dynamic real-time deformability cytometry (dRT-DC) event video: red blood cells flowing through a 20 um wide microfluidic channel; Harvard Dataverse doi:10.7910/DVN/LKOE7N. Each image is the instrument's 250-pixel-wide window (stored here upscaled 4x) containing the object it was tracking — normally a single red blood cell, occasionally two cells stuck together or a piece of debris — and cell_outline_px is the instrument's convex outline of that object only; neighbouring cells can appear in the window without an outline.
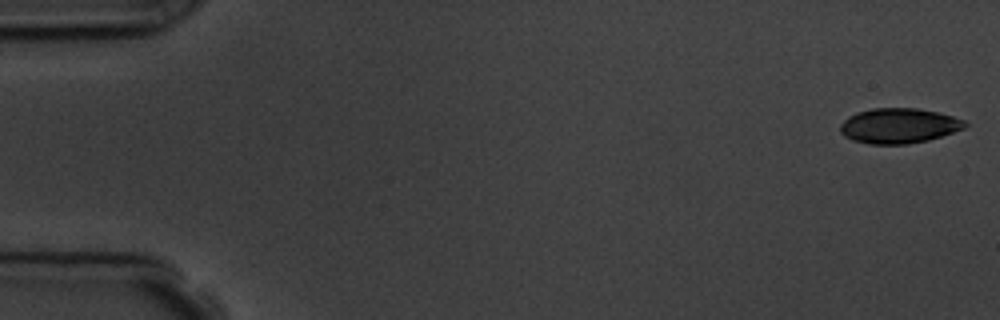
{"species": "common noctule bat (a hibernating species)", "species_latin": "Nyctalus noctula", "temperature_condition": "room temperature", "stored_images_in_passage": 4, "camera_frame_rate_fps": 3000, "um_per_image_px": 0.085, "animal": {"sex": "male", "body_mass_g": 19.5, "forearm_length_mm": 54.6}, "frame": {"image": 1, "passage_image": 1, "time_ms": 0.0, "image_size_px": [1000, 320], "cell_outline_px": [[968, 124], [964, 128], [928, 140], [908, 144], [868, 144], [852, 140], [844, 136], [840, 132], [840, 124], [848, 116], [856, 112], [872, 108], [916, 108], [936, 112], [952, 116], [964, 120]], "centroid_in_image_um": [76.35, 10.69], "position_along_channel_um": 8.6, "area_um2": 25.49}}
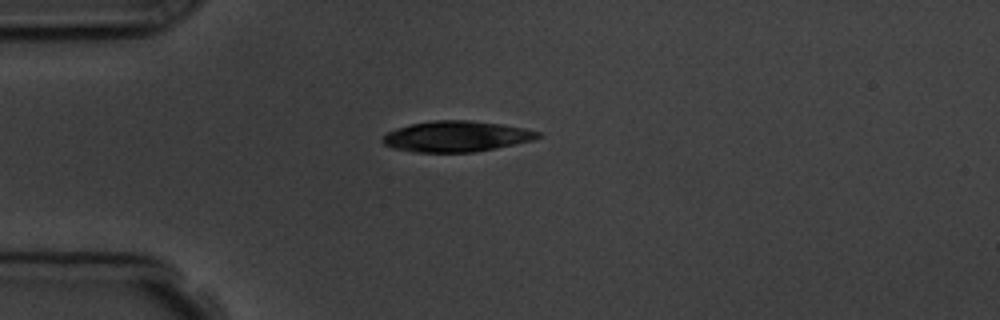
{"frame": {"image": 2, "passage_image": 4, "time_ms": 4.333, "image_size_px": [1000, 320], "cell_outline_px": [[544, 136], [532, 140], [496, 148], [476, 152], [416, 152], [392, 148], [384, 144], [380, 140], [388, 132], [396, 128], [412, 124], [436, 120], [468, 120], [504, 124], [524, 128], [540, 132]], "centroid_in_image_um": [38.81, 11.59], "position_along_channel_um": 46.2, "area_um2": 27.86}}